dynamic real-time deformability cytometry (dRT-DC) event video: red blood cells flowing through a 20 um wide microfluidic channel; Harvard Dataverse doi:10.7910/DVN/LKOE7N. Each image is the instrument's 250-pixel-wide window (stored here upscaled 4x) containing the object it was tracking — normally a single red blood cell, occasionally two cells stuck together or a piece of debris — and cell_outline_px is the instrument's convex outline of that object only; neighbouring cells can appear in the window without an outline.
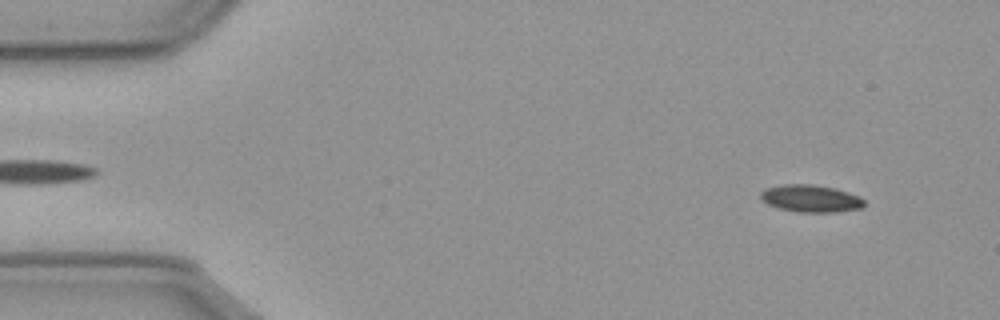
{"species": "common noctule bat (a hibernating species)", "species_latin": "Nyctalus noctula", "temperature_condition": "cold", "stored_images_in_passage": 58, "segment_of_instrument_passage": [1, 2], "camera_frame_rate_fps": 3000, "um_per_image_px": 0.085, "animal": {"sex": "male", "body_mass_g": 23.1, "forearm_length_mm": 52.7}, "frame": {"image": 1, "passage_image": 5, "time_ms": 1.333, "image_size_px": [1000, 320], "cell_outline_px": [[864, 204], [860, 208], [836, 212], [800, 212], [780, 208], [768, 204], [760, 196], [760, 192], [764, 188], [784, 184], [812, 184], [836, 188], [860, 196], [864, 200]], "centroid_in_image_um": [68.92, 16.86], "position_along_channel_um": 16.1, "area_um2": 16.42}}
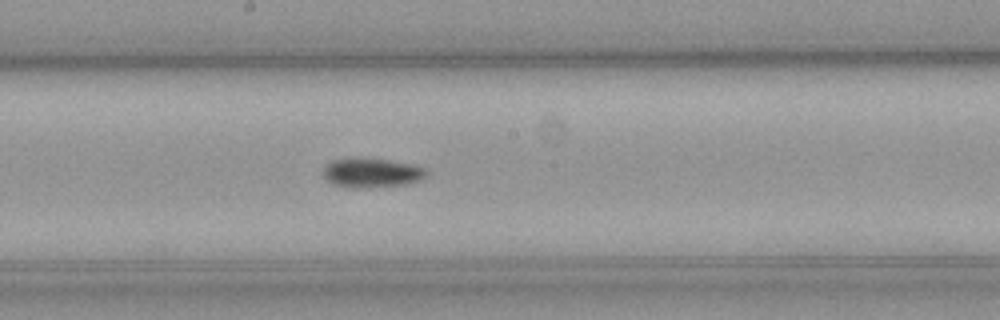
{"frame": {"image": 2, "passage_image": 30, "time_ms": 9.667, "image_size_px": [1000, 320], "cell_outline_px": [[428, 176], [420, 180], [408, 184], [364, 188], [348, 188], [332, 184], [324, 180], [324, 168], [332, 160], [388, 160], [412, 164], [424, 168], [428, 172]], "centroid_in_image_um": [31.63, 14.74], "position_along_channel_um": 216.6, "area_um2": 17.34}}
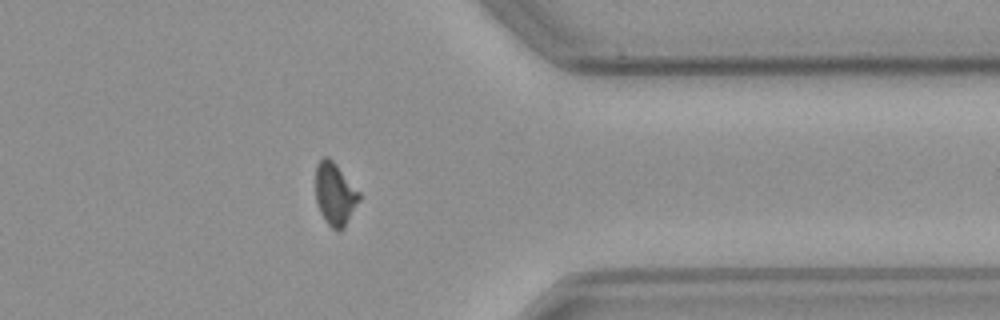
{"frame": {"image": 3, "passage_image": 45, "time_ms": 14.667, "image_size_px": [1000, 320], "cell_outline_px": [[360, 200], [344, 228], [340, 232], [332, 228], [324, 220], [320, 212], [316, 200], [316, 164], [324, 156], [328, 156], [336, 164], [360, 192]], "centroid_in_image_um": [28.47, 16.5], "position_along_channel_um": 382.9, "area_um2": 15.95}}